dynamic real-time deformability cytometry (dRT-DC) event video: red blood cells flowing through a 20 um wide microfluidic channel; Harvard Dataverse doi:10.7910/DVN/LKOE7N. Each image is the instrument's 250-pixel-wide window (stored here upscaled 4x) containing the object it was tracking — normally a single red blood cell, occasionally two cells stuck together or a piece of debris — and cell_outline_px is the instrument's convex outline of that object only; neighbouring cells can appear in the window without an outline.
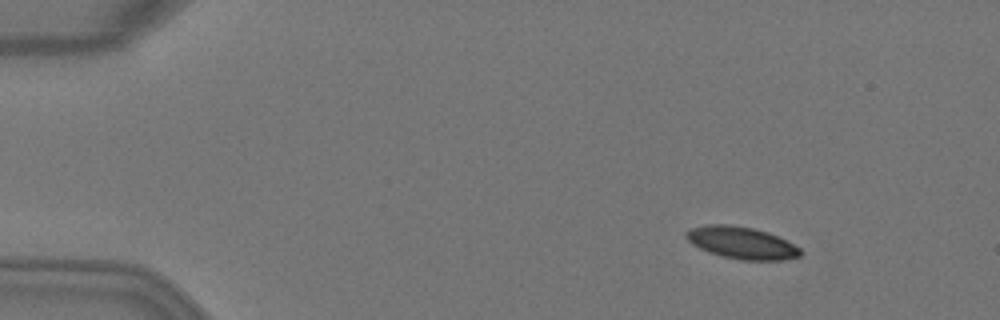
{"species": "Egyptian fruit bat (a non-hibernating species)", "species_latin": "Rousettus aegyptiacus", "temperature_condition": "warm", "stored_images_in_passage": 5, "camera_frame_rate_fps": 3000, "um_per_image_px": 0.085, "animal": {"sex": "female"}, "frame": {"image": 1, "passage_image": 2, "time_ms": 0.333, "image_size_px": [1000, 320], "cell_outline_px": [[800, 256], [784, 260], [740, 260], [708, 252], [692, 244], [684, 236], [692, 228], [708, 224], [728, 224], [752, 228], [768, 232], [800, 248]], "centroid_in_image_um": [63.02, 20.64], "position_along_channel_um": 22.0, "area_um2": 21.04}}
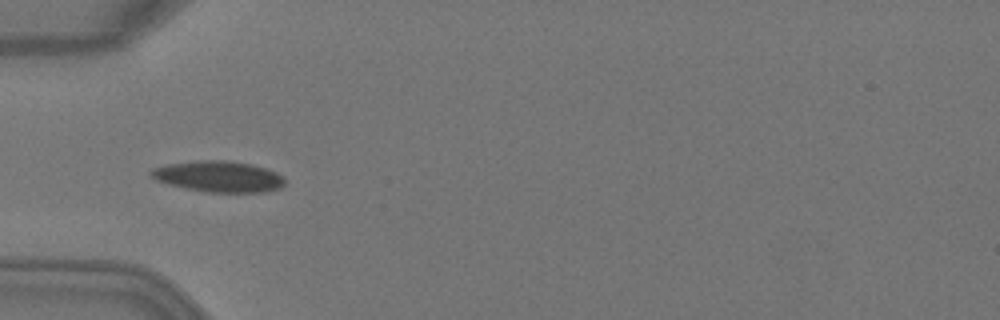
{"frame": {"image": 2, "passage_image": 5, "time_ms": 1.333, "image_size_px": [1000, 320], "cell_outline_px": [[284, 184], [280, 188], [268, 192], [204, 192], [168, 184], [156, 180], [148, 172], [152, 168], [164, 164], [196, 160], [228, 160], [252, 164], [276, 172], [284, 176]], "centroid_in_image_um": [18.57, 14.99], "position_along_channel_um": 66.4, "area_um2": 24.45}}